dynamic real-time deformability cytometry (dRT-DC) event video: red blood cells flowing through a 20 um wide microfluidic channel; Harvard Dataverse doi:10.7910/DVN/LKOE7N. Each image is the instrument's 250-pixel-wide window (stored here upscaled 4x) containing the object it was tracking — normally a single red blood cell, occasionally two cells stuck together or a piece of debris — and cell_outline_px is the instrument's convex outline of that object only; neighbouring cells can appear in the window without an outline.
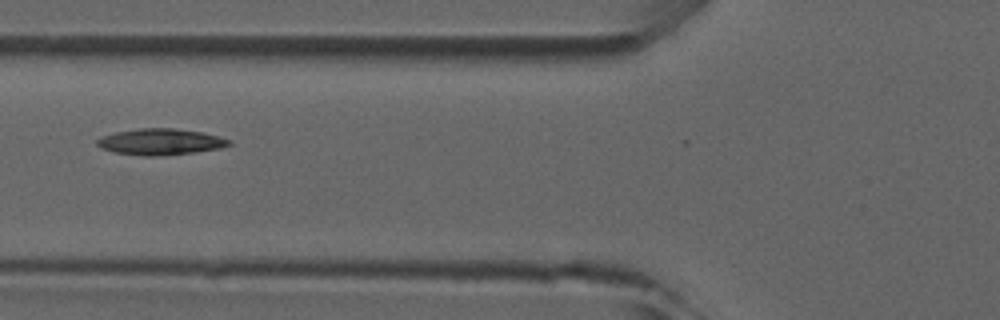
{"species": "common noctule bat (a hibernating species)", "species_latin": "Nyctalus noctula", "temperature_condition": "room temperature", "stored_images_in_passage": 5, "camera_frame_rate_fps": 3000, "um_per_image_px": 0.085, "animal": {"sex": "male", "forearm_length_mm": 52.5}, "frame": {"image": 1, "passage_image": 5, "time_ms": 5.0, "image_size_px": [1000, 320], "cell_outline_px": [[232, 144], [220, 148], [192, 152], [152, 156], [148, 156], [116, 152], [104, 148], [96, 144], [96, 140], [100, 136], [116, 132], [140, 128], [172, 128], [204, 132], [232, 140]], "centroid_in_image_um": [13.66, 12.03], "position_along_channel_um": 112.1, "area_um2": 19.88}}